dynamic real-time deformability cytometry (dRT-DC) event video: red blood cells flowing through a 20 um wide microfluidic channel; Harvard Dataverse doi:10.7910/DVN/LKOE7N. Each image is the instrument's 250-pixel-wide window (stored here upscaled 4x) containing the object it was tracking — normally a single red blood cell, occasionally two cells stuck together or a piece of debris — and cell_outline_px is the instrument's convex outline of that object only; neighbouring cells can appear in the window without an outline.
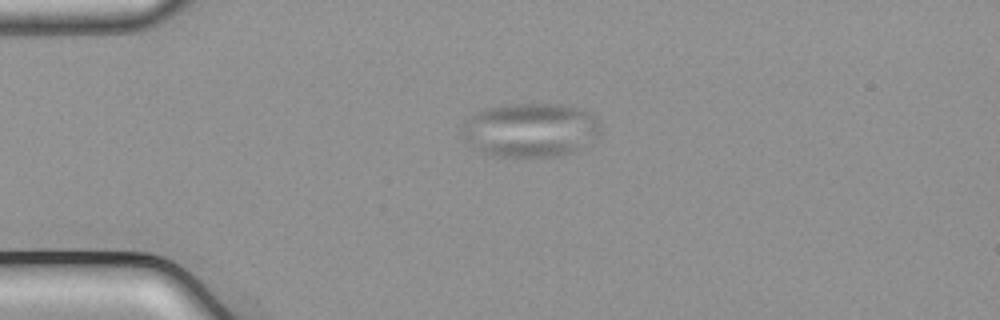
{"species": "common noctule bat (a hibernating species)", "species_latin": "Nyctalus noctula", "temperature_condition": "cold", "stored_images_in_passage": 42, "camera_frame_rate_fps": 3000, "um_per_image_px": 0.085, "animal": {"sex": "male", "body_mass_g": 21.5, "forearm_length_mm": 52.0}, "frame": {"image": 1, "passage_image": 1, "time_ms": 0.0, "image_size_px": [1000, 320], "cell_outline_px": [[600, 132], [596, 136], [572, 152], [560, 156], [492, 156], [476, 148], [464, 140], [460, 132], [464, 120], [468, 116], [484, 108], [504, 104], [560, 104], [580, 108], [596, 116], [600, 124]], "centroid_in_image_um": [45.03, 11.02], "position_along_channel_um": 40.0, "area_um2": 43.7}}
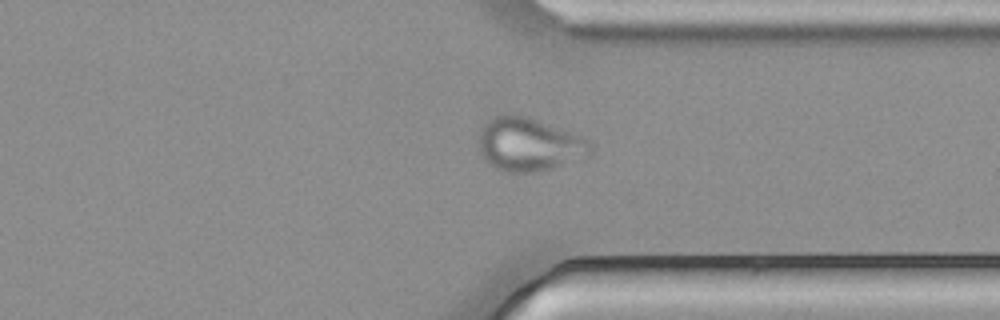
{"frame": {"image": 2, "passage_image": 29, "time_ms": 9.333, "image_size_px": [1000, 320], "cell_outline_px": [[592, 152], [588, 156], [536, 172], [504, 172], [496, 168], [484, 160], [480, 148], [480, 132], [484, 124], [488, 120], [504, 112], [508, 112], [524, 116], [580, 136], [588, 144]], "centroid_in_image_um": [44.89, 12.27], "position_along_channel_um": 366.5, "area_um2": 33.93}}
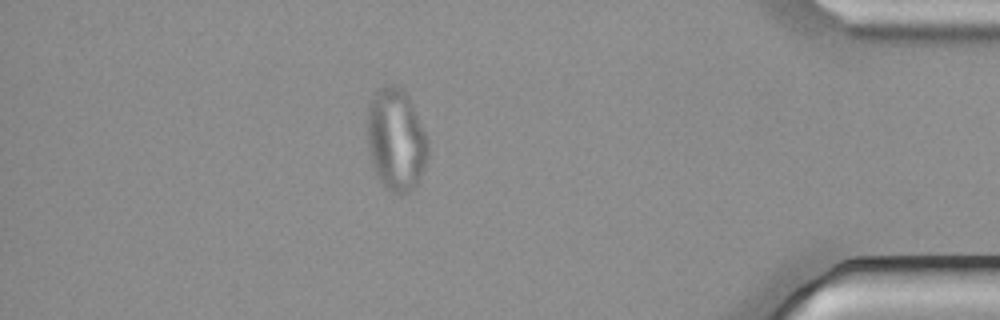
{"frame": {"image": 3, "passage_image": 35, "time_ms": 11.333, "image_size_px": [1000, 320], "cell_outline_px": [[428, 156], [420, 176], [416, 184], [408, 192], [392, 192], [384, 188], [372, 164], [368, 148], [364, 120], [368, 104], [376, 92], [380, 88], [388, 84], [396, 84], [404, 88], [428, 136]], "centroid_in_image_um": [33.63, 11.81], "position_along_channel_um": 401.6, "area_um2": 36.76}}